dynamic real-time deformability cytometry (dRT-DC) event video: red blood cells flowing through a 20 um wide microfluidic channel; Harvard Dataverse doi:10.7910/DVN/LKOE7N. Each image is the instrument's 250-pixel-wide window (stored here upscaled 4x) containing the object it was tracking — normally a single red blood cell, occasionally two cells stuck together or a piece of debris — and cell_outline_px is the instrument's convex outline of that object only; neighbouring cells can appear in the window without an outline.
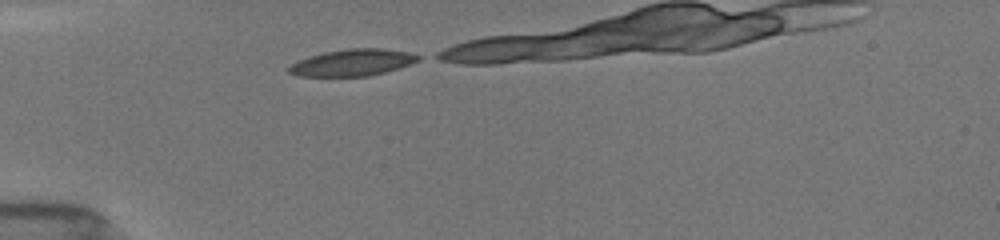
{"species": "common noctule bat (a hibernating species)", "species_latin": "Nyctalus noctula", "temperature_condition": "room temperature", "stored_images_in_passage": 5, "segment_of_instrument_passage": [1, 2], "camera_frame_rate_fps": 3000, "um_per_image_px": 0.085, "animal": {"sex": "female", "body_mass_g": 19.5, "forearm_length_mm": 54.1}, "frame": {"image": 1, "passage_image": 1, "time_ms": 0.0, "image_size_px": [1000, 240], "cell_outline_px": [[420, 60], [384, 72], [368, 76], [296, 76], [288, 72], [288, 68], [292, 64], [308, 56], [324, 52], [348, 48], [380, 48], [408, 52], [420, 56]], "centroid_in_image_um": [29.93, 5.31], "position_along_channel_um": 55.1, "area_um2": 19.88}}
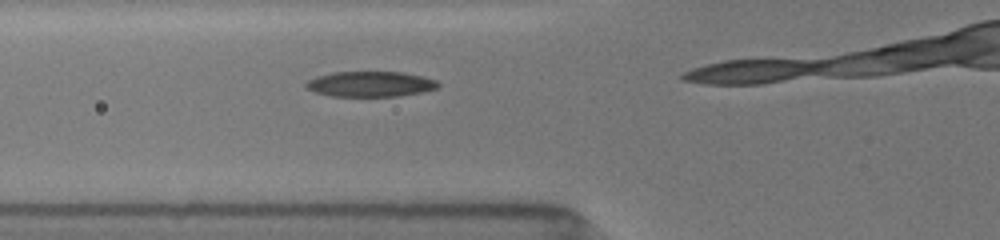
{"frame": {"image": 2, "passage_image": 4, "time_ms": 1.333, "image_size_px": [1000, 240], "cell_outline_px": [[440, 84], [436, 88], [424, 92], [400, 96], [332, 96], [316, 92], [308, 88], [304, 84], [308, 80], [316, 76], [332, 72], [404, 72], [436, 80]], "centroid_in_image_um": [31.49, 7.14], "position_along_channel_um": 94.3, "area_um2": 19.48}}